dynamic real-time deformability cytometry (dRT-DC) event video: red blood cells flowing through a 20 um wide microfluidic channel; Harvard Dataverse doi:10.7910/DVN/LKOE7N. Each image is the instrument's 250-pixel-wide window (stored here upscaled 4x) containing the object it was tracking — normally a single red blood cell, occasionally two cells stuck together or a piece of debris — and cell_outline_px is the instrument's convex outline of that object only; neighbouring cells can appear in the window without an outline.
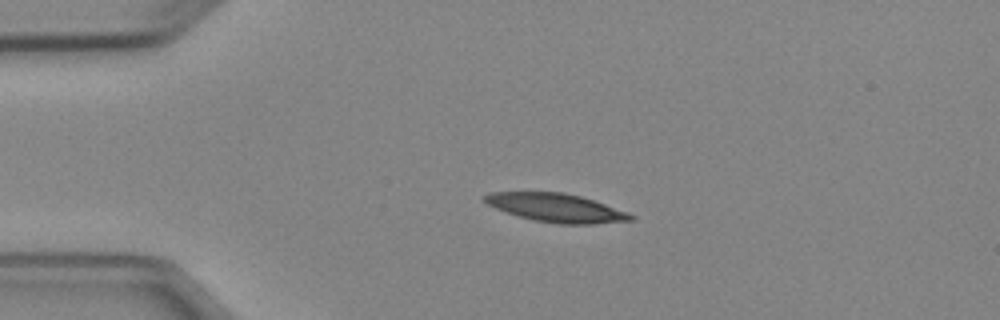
{"species": "Egyptian fruit bat (a non-hibernating species)", "species_latin": "Rousettus aegyptiacus", "temperature_condition": "cold", "stored_images_in_passage": 3, "camera_frame_rate_fps": 3000, "um_per_image_px": 0.085, "animal": {"sex": "female"}, "frame": {"image": 1, "passage_image": 2, "time_ms": 1.0, "image_size_px": [1000, 320], "cell_outline_px": [[636, 220], [592, 224], [560, 224], [532, 220], [496, 208], [488, 204], [484, 200], [484, 196], [488, 192], [564, 192], [580, 196], [628, 212], [636, 216]], "centroid_in_image_um": [47.32, 17.67], "position_along_channel_um": 37.7, "area_um2": 24.1}}